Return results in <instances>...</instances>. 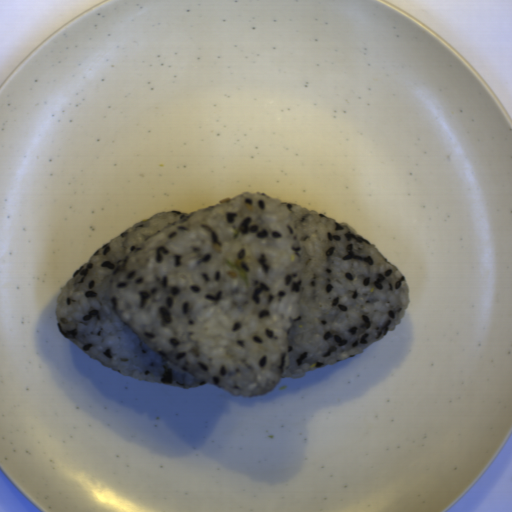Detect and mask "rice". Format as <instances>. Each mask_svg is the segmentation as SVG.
<instances>
[{
    "label": "rice",
    "instance_id": "rice-1",
    "mask_svg": "<svg viewBox=\"0 0 512 512\" xmlns=\"http://www.w3.org/2000/svg\"><path fill=\"white\" fill-rule=\"evenodd\" d=\"M410 303L366 238L260 191L130 226L73 272L55 318L125 376L247 397L361 355Z\"/></svg>",
    "mask_w": 512,
    "mask_h": 512
}]
</instances>
